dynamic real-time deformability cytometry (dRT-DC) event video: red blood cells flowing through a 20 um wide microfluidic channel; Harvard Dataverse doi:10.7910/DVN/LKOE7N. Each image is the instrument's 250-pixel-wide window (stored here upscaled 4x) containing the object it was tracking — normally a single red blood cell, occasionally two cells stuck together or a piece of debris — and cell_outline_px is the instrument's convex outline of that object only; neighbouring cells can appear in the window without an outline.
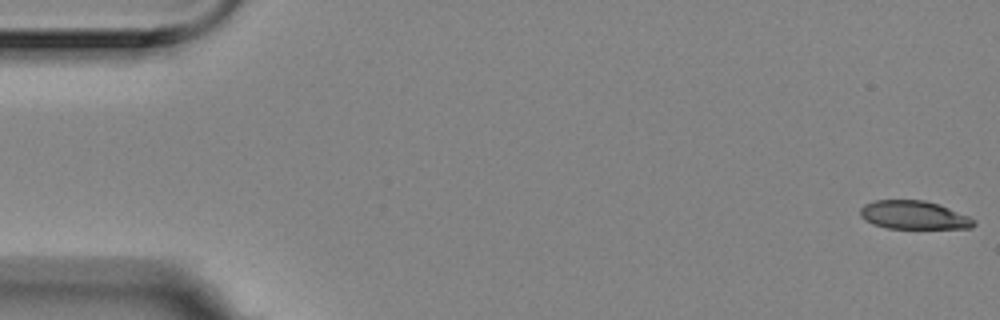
{"species": "Egyptian fruit bat (a non-hibernating species)", "species_latin": "Rousettus aegyptiacus", "temperature_condition": "room temperature", "stored_images_in_passage": 5, "camera_frame_rate_fps": 3000, "um_per_image_px": 0.085, "animal": {"sex": "female"}, "frame": {"image": 1, "passage_image": 1, "time_ms": 0.0, "image_size_px": [1000, 320], "cell_outline_px": [[976, 224], [972, 228], [888, 228], [872, 224], [864, 220], [860, 216], [860, 208], [864, 204], [876, 200], [924, 200], [940, 204], [968, 216], [976, 220]], "centroid_in_image_um": [77.67, 18.28], "position_along_channel_um": 7.3, "area_um2": 18.9}}
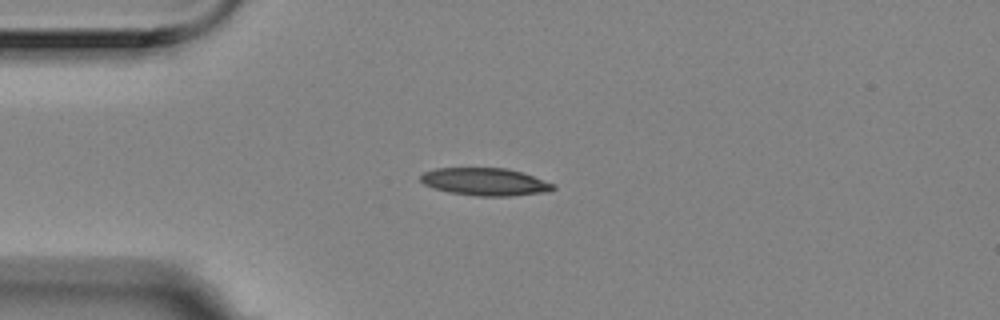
{"frame": {"image": 2, "passage_image": 5, "time_ms": 1.333, "image_size_px": [1000, 320], "cell_outline_px": [[556, 188], [548, 192], [512, 196], [476, 196], [448, 192], [432, 188], [424, 184], [420, 180], [420, 176], [424, 172], [436, 168], [504, 168], [520, 172], [556, 184]], "centroid_in_image_um": [41.23, 15.46], "position_along_channel_um": 43.8, "area_um2": 21.39}}